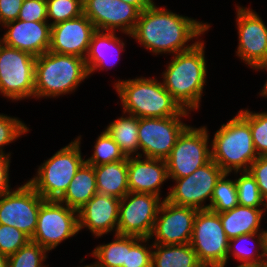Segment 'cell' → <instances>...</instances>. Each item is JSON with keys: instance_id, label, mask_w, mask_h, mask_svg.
Instances as JSON below:
<instances>
[{"instance_id": "cell-1", "label": "cell", "mask_w": 267, "mask_h": 267, "mask_svg": "<svg viewBox=\"0 0 267 267\" xmlns=\"http://www.w3.org/2000/svg\"><path fill=\"white\" fill-rule=\"evenodd\" d=\"M209 28L208 23L176 14L154 2L140 12L131 37L155 55H175L193 48L201 40H197L199 36ZM191 40L193 43L188 44Z\"/></svg>"}, {"instance_id": "cell-2", "label": "cell", "mask_w": 267, "mask_h": 267, "mask_svg": "<svg viewBox=\"0 0 267 267\" xmlns=\"http://www.w3.org/2000/svg\"><path fill=\"white\" fill-rule=\"evenodd\" d=\"M204 49L205 43L200 40L190 50L173 55L167 69L161 74L164 88L183 110L189 112L199 109L206 85Z\"/></svg>"}, {"instance_id": "cell-3", "label": "cell", "mask_w": 267, "mask_h": 267, "mask_svg": "<svg viewBox=\"0 0 267 267\" xmlns=\"http://www.w3.org/2000/svg\"><path fill=\"white\" fill-rule=\"evenodd\" d=\"M114 88L122 103L123 111L138 118H166L189 116L156 78L136 77L118 80Z\"/></svg>"}, {"instance_id": "cell-4", "label": "cell", "mask_w": 267, "mask_h": 267, "mask_svg": "<svg viewBox=\"0 0 267 267\" xmlns=\"http://www.w3.org/2000/svg\"><path fill=\"white\" fill-rule=\"evenodd\" d=\"M89 78L85 59L47 51L36 57L34 98H56L75 92Z\"/></svg>"}, {"instance_id": "cell-5", "label": "cell", "mask_w": 267, "mask_h": 267, "mask_svg": "<svg viewBox=\"0 0 267 267\" xmlns=\"http://www.w3.org/2000/svg\"><path fill=\"white\" fill-rule=\"evenodd\" d=\"M211 159L225 172L248 171L258 158L249 123L237 113L214 134Z\"/></svg>"}, {"instance_id": "cell-6", "label": "cell", "mask_w": 267, "mask_h": 267, "mask_svg": "<svg viewBox=\"0 0 267 267\" xmlns=\"http://www.w3.org/2000/svg\"><path fill=\"white\" fill-rule=\"evenodd\" d=\"M76 138L44 160L37 169L36 176L27 181L44 200H59L85 162L80 149L81 136Z\"/></svg>"}, {"instance_id": "cell-7", "label": "cell", "mask_w": 267, "mask_h": 267, "mask_svg": "<svg viewBox=\"0 0 267 267\" xmlns=\"http://www.w3.org/2000/svg\"><path fill=\"white\" fill-rule=\"evenodd\" d=\"M36 57L0 42V93L10 100L34 98Z\"/></svg>"}, {"instance_id": "cell-8", "label": "cell", "mask_w": 267, "mask_h": 267, "mask_svg": "<svg viewBox=\"0 0 267 267\" xmlns=\"http://www.w3.org/2000/svg\"><path fill=\"white\" fill-rule=\"evenodd\" d=\"M79 233L78 211L59 200H44L38 212L35 233L30 240L47 251Z\"/></svg>"}, {"instance_id": "cell-9", "label": "cell", "mask_w": 267, "mask_h": 267, "mask_svg": "<svg viewBox=\"0 0 267 267\" xmlns=\"http://www.w3.org/2000/svg\"><path fill=\"white\" fill-rule=\"evenodd\" d=\"M208 132L206 126L189 125L183 130L166 159L169 178L189 176L211 160Z\"/></svg>"}, {"instance_id": "cell-10", "label": "cell", "mask_w": 267, "mask_h": 267, "mask_svg": "<svg viewBox=\"0 0 267 267\" xmlns=\"http://www.w3.org/2000/svg\"><path fill=\"white\" fill-rule=\"evenodd\" d=\"M190 244L204 267L227 263L229 239L219 213L209 209L198 210Z\"/></svg>"}, {"instance_id": "cell-11", "label": "cell", "mask_w": 267, "mask_h": 267, "mask_svg": "<svg viewBox=\"0 0 267 267\" xmlns=\"http://www.w3.org/2000/svg\"><path fill=\"white\" fill-rule=\"evenodd\" d=\"M225 172L211 159L196 169L191 175L183 178H169L175 182L164 198L178 206L206 210L205 201L211 200L217 181Z\"/></svg>"}, {"instance_id": "cell-12", "label": "cell", "mask_w": 267, "mask_h": 267, "mask_svg": "<svg viewBox=\"0 0 267 267\" xmlns=\"http://www.w3.org/2000/svg\"><path fill=\"white\" fill-rule=\"evenodd\" d=\"M163 200L153 194L128 192L120 199L117 234L150 238Z\"/></svg>"}, {"instance_id": "cell-13", "label": "cell", "mask_w": 267, "mask_h": 267, "mask_svg": "<svg viewBox=\"0 0 267 267\" xmlns=\"http://www.w3.org/2000/svg\"><path fill=\"white\" fill-rule=\"evenodd\" d=\"M182 117L138 118L140 156L166 160L180 134L188 126Z\"/></svg>"}, {"instance_id": "cell-14", "label": "cell", "mask_w": 267, "mask_h": 267, "mask_svg": "<svg viewBox=\"0 0 267 267\" xmlns=\"http://www.w3.org/2000/svg\"><path fill=\"white\" fill-rule=\"evenodd\" d=\"M43 201L28 182L16 187L0 197V224L15 227L31 239Z\"/></svg>"}, {"instance_id": "cell-15", "label": "cell", "mask_w": 267, "mask_h": 267, "mask_svg": "<svg viewBox=\"0 0 267 267\" xmlns=\"http://www.w3.org/2000/svg\"><path fill=\"white\" fill-rule=\"evenodd\" d=\"M236 10L239 40L236 56L252 69L267 62V26L254 10L240 5Z\"/></svg>"}, {"instance_id": "cell-16", "label": "cell", "mask_w": 267, "mask_h": 267, "mask_svg": "<svg viewBox=\"0 0 267 267\" xmlns=\"http://www.w3.org/2000/svg\"><path fill=\"white\" fill-rule=\"evenodd\" d=\"M197 212L195 208L174 205L164 199L150 236V239L155 237L153 244H189Z\"/></svg>"}, {"instance_id": "cell-17", "label": "cell", "mask_w": 267, "mask_h": 267, "mask_svg": "<svg viewBox=\"0 0 267 267\" xmlns=\"http://www.w3.org/2000/svg\"><path fill=\"white\" fill-rule=\"evenodd\" d=\"M140 12L136 6L121 0H83V14L99 31L119 30L130 37Z\"/></svg>"}, {"instance_id": "cell-18", "label": "cell", "mask_w": 267, "mask_h": 267, "mask_svg": "<svg viewBox=\"0 0 267 267\" xmlns=\"http://www.w3.org/2000/svg\"><path fill=\"white\" fill-rule=\"evenodd\" d=\"M96 31L93 23L84 14L52 25L48 51L85 58Z\"/></svg>"}, {"instance_id": "cell-19", "label": "cell", "mask_w": 267, "mask_h": 267, "mask_svg": "<svg viewBox=\"0 0 267 267\" xmlns=\"http://www.w3.org/2000/svg\"><path fill=\"white\" fill-rule=\"evenodd\" d=\"M3 27L8 29L0 37V42L3 44L27 52L34 57L49 50L51 25L48 21L32 22L17 19Z\"/></svg>"}, {"instance_id": "cell-20", "label": "cell", "mask_w": 267, "mask_h": 267, "mask_svg": "<svg viewBox=\"0 0 267 267\" xmlns=\"http://www.w3.org/2000/svg\"><path fill=\"white\" fill-rule=\"evenodd\" d=\"M120 199L96 193L78 210L79 231L88 228L96 238L117 234Z\"/></svg>"}, {"instance_id": "cell-21", "label": "cell", "mask_w": 267, "mask_h": 267, "mask_svg": "<svg viewBox=\"0 0 267 267\" xmlns=\"http://www.w3.org/2000/svg\"><path fill=\"white\" fill-rule=\"evenodd\" d=\"M141 156L127 157L129 192L160 196L161 186L169 179L166 160Z\"/></svg>"}, {"instance_id": "cell-22", "label": "cell", "mask_w": 267, "mask_h": 267, "mask_svg": "<svg viewBox=\"0 0 267 267\" xmlns=\"http://www.w3.org/2000/svg\"><path fill=\"white\" fill-rule=\"evenodd\" d=\"M124 46L125 43L117 37L116 32L97 30L91 38L84 58L89 76L97 70L111 69L113 64L115 65L112 62L119 60L121 52L125 51Z\"/></svg>"}, {"instance_id": "cell-23", "label": "cell", "mask_w": 267, "mask_h": 267, "mask_svg": "<svg viewBox=\"0 0 267 267\" xmlns=\"http://www.w3.org/2000/svg\"><path fill=\"white\" fill-rule=\"evenodd\" d=\"M219 216L229 240L244 234L265 232L260 228L264 217L261 208L237 205L231 210L219 213Z\"/></svg>"}, {"instance_id": "cell-24", "label": "cell", "mask_w": 267, "mask_h": 267, "mask_svg": "<svg viewBox=\"0 0 267 267\" xmlns=\"http://www.w3.org/2000/svg\"><path fill=\"white\" fill-rule=\"evenodd\" d=\"M93 167L99 194L122 199L129 192L127 157L122 161Z\"/></svg>"}, {"instance_id": "cell-25", "label": "cell", "mask_w": 267, "mask_h": 267, "mask_svg": "<svg viewBox=\"0 0 267 267\" xmlns=\"http://www.w3.org/2000/svg\"><path fill=\"white\" fill-rule=\"evenodd\" d=\"M96 193L98 191L94 167L84 162L77 170L72 181L69 183L67 191L59 201L78 211Z\"/></svg>"}, {"instance_id": "cell-26", "label": "cell", "mask_w": 267, "mask_h": 267, "mask_svg": "<svg viewBox=\"0 0 267 267\" xmlns=\"http://www.w3.org/2000/svg\"><path fill=\"white\" fill-rule=\"evenodd\" d=\"M152 267H204L191 244H153Z\"/></svg>"}, {"instance_id": "cell-27", "label": "cell", "mask_w": 267, "mask_h": 267, "mask_svg": "<svg viewBox=\"0 0 267 267\" xmlns=\"http://www.w3.org/2000/svg\"><path fill=\"white\" fill-rule=\"evenodd\" d=\"M256 237V239H255ZM256 243V249L249 248L248 242ZM238 244V245H237ZM241 244V245H239ZM252 245V243H251ZM261 251V252H260ZM230 254V255H229ZM234 257L241 264H267V236L265 232L250 233L238 236L229 240L227 263L228 259Z\"/></svg>"}, {"instance_id": "cell-28", "label": "cell", "mask_w": 267, "mask_h": 267, "mask_svg": "<svg viewBox=\"0 0 267 267\" xmlns=\"http://www.w3.org/2000/svg\"><path fill=\"white\" fill-rule=\"evenodd\" d=\"M105 131L117 143L125 157L140 156L138 140V117L123 112L110 122Z\"/></svg>"}, {"instance_id": "cell-29", "label": "cell", "mask_w": 267, "mask_h": 267, "mask_svg": "<svg viewBox=\"0 0 267 267\" xmlns=\"http://www.w3.org/2000/svg\"><path fill=\"white\" fill-rule=\"evenodd\" d=\"M114 241L107 244H100L91 253L96 261L94 267H123L126 264L127 250L140 239L136 236L114 235Z\"/></svg>"}, {"instance_id": "cell-30", "label": "cell", "mask_w": 267, "mask_h": 267, "mask_svg": "<svg viewBox=\"0 0 267 267\" xmlns=\"http://www.w3.org/2000/svg\"><path fill=\"white\" fill-rule=\"evenodd\" d=\"M228 176L229 173H224L214 187L210 203L207 204L213 212L222 213L239 205L235 180L228 179Z\"/></svg>"}, {"instance_id": "cell-31", "label": "cell", "mask_w": 267, "mask_h": 267, "mask_svg": "<svg viewBox=\"0 0 267 267\" xmlns=\"http://www.w3.org/2000/svg\"><path fill=\"white\" fill-rule=\"evenodd\" d=\"M125 158L126 157L120 151L117 143L104 130L96 139L92 156L86 159L85 162L92 166H98L101 164L122 161Z\"/></svg>"}, {"instance_id": "cell-32", "label": "cell", "mask_w": 267, "mask_h": 267, "mask_svg": "<svg viewBox=\"0 0 267 267\" xmlns=\"http://www.w3.org/2000/svg\"><path fill=\"white\" fill-rule=\"evenodd\" d=\"M238 113L249 123L257 155L267 156V111L255 113L241 109Z\"/></svg>"}, {"instance_id": "cell-33", "label": "cell", "mask_w": 267, "mask_h": 267, "mask_svg": "<svg viewBox=\"0 0 267 267\" xmlns=\"http://www.w3.org/2000/svg\"><path fill=\"white\" fill-rule=\"evenodd\" d=\"M48 251L30 240L16 253L8 256V267H48L46 261Z\"/></svg>"}, {"instance_id": "cell-34", "label": "cell", "mask_w": 267, "mask_h": 267, "mask_svg": "<svg viewBox=\"0 0 267 267\" xmlns=\"http://www.w3.org/2000/svg\"><path fill=\"white\" fill-rule=\"evenodd\" d=\"M47 19L50 25H56L66 20L74 19L83 14V0H46Z\"/></svg>"}, {"instance_id": "cell-35", "label": "cell", "mask_w": 267, "mask_h": 267, "mask_svg": "<svg viewBox=\"0 0 267 267\" xmlns=\"http://www.w3.org/2000/svg\"><path fill=\"white\" fill-rule=\"evenodd\" d=\"M241 175L235 179L238 193V202L241 206L261 208L262 196L256 180L248 171L234 172Z\"/></svg>"}, {"instance_id": "cell-36", "label": "cell", "mask_w": 267, "mask_h": 267, "mask_svg": "<svg viewBox=\"0 0 267 267\" xmlns=\"http://www.w3.org/2000/svg\"><path fill=\"white\" fill-rule=\"evenodd\" d=\"M28 131H30L29 127L19 118L0 114V154H11L3 150L4 146L16 141Z\"/></svg>"}, {"instance_id": "cell-37", "label": "cell", "mask_w": 267, "mask_h": 267, "mask_svg": "<svg viewBox=\"0 0 267 267\" xmlns=\"http://www.w3.org/2000/svg\"><path fill=\"white\" fill-rule=\"evenodd\" d=\"M30 238L15 227L0 224V253L7 257L16 253Z\"/></svg>"}, {"instance_id": "cell-38", "label": "cell", "mask_w": 267, "mask_h": 267, "mask_svg": "<svg viewBox=\"0 0 267 267\" xmlns=\"http://www.w3.org/2000/svg\"><path fill=\"white\" fill-rule=\"evenodd\" d=\"M149 239L140 238L127 250L126 264H123V267H152L153 243L149 245Z\"/></svg>"}, {"instance_id": "cell-39", "label": "cell", "mask_w": 267, "mask_h": 267, "mask_svg": "<svg viewBox=\"0 0 267 267\" xmlns=\"http://www.w3.org/2000/svg\"><path fill=\"white\" fill-rule=\"evenodd\" d=\"M22 21H48L46 0H24L18 16Z\"/></svg>"}, {"instance_id": "cell-40", "label": "cell", "mask_w": 267, "mask_h": 267, "mask_svg": "<svg viewBox=\"0 0 267 267\" xmlns=\"http://www.w3.org/2000/svg\"><path fill=\"white\" fill-rule=\"evenodd\" d=\"M248 172L256 180L261 196L267 194V156H258L250 165Z\"/></svg>"}, {"instance_id": "cell-41", "label": "cell", "mask_w": 267, "mask_h": 267, "mask_svg": "<svg viewBox=\"0 0 267 267\" xmlns=\"http://www.w3.org/2000/svg\"><path fill=\"white\" fill-rule=\"evenodd\" d=\"M24 0H0V25L18 19Z\"/></svg>"}, {"instance_id": "cell-42", "label": "cell", "mask_w": 267, "mask_h": 267, "mask_svg": "<svg viewBox=\"0 0 267 267\" xmlns=\"http://www.w3.org/2000/svg\"><path fill=\"white\" fill-rule=\"evenodd\" d=\"M11 154H0V197L10 192L9 167Z\"/></svg>"}, {"instance_id": "cell-43", "label": "cell", "mask_w": 267, "mask_h": 267, "mask_svg": "<svg viewBox=\"0 0 267 267\" xmlns=\"http://www.w3.org/2000/svg\"><path fill=\"white\" fill-rule=\"evenodd\" d=\"M121 1L136 6L140 11L145 10L154 3V0H121Z\"/></svg>"}, {"instance_id": "cell-44", "label": "cell", "mask_w": 267, "mask_h": 267, "mask_svg": "<svg viewBox=\"0 0 267 267\" xmlns=\"http://www.w3.org/2000/svg\"><path fill=\"white\" fill-rule=\"evenodd\" d=\"M254 69L257 70V71H259V70L262 71V69H263V70H267V62L255 66V67L253 68V70H254ZM259 94H260V96H263V97L267 98V80H266V82H265V84H264V86H263V88L261 89V91H260Z\"/></svg>"}, {"instance_id": "cell-45", "label": "cell", "mask_w": 267, "mask_h": 267, "mask_svg": "<svg viewBox=\"0 0 267 267\" xmlns=\"http://www.w3.org/2000/svg\"><path fill=\"white\" fill-rule=\"evenodd\" d=\"M225 266H226V263L221 264V265H217L215 267H225ZM236 267H267V264H240Z\"/></svg>"}, {"instance_id": "cell-46", "label": "cell", "mask_w": 267, "mask_h": 267, "mask_svg": "<svg viewBox=\"0 0 267 267\" xmlns=\"http://www.w3.org/2000/svg\"><path fill=\"white\" fill-rule=\"evenodd\" d=\"M0 267H8V257L0 253Z\"/></svg>"}, {"instance_id": "cell-47", "label": "cell", "mask_w": 267, "mask_h": 267, "mask_svg": "<svg viewBox=\"0 0 267 267\" xmlns=\"http://www.w3.org/2000/svg\"><path fill=\"white\" fill-rule=\"evenodd\" d=\"M262 206H263V208H261L262 213H263V215H266L265 213L267 212V194L262 196Z\"/></svg>"}, {"instance_id": "cell-48", "label": "cell", "mask_w": 267, "mask_h": 267, "mask_svg": "<svg viewBox=\"0 0 267 267\" xmlns=\"http://www.w3.org/2000/svg\"><path fill=\"white\" fill-rule=\"evenodd\" d=\"M79 267H94L92 264L89 265H84V266H79Z\"/></svg>"}]
</instances>
